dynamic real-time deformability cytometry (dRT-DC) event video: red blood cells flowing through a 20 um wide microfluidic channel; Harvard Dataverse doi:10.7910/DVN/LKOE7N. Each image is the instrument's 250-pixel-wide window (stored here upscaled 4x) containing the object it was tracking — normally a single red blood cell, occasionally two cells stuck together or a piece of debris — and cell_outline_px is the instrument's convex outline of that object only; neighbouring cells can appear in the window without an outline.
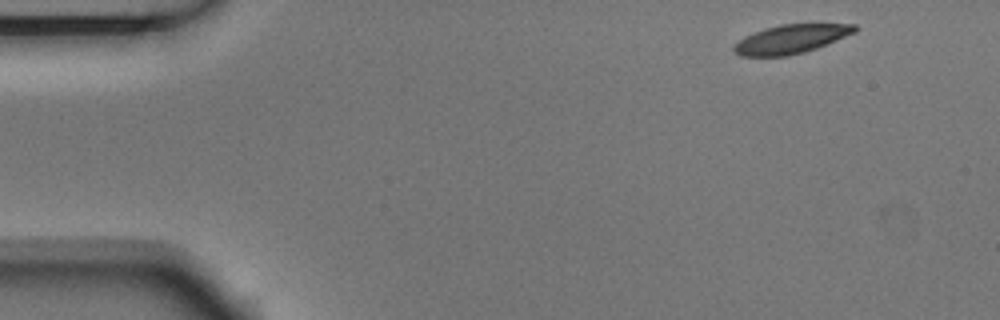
{"species": "Egyptian fruit bat (a non-hibernating species)", "species_latin": "Rousettus aegyptiacus", "temperature_condition": "room temperature", "stored_images_in_passage": 4, "camera_frame_rate_fps": 3000, "um_per_image_px": 0.085, "animal": {"sex": "male"}, "frame": {"image": 1, "passage_image": 1, "time_ms": 0.0, "image_size_px": [1000, 320], "cell_outline_px": [[860, 28], [856, 32], [816, 48], [804, 52], [788, 56], [740, 56], [732, 52], [732, 48], [744, 36], [764, 28], [780, 24], [856, 24]], "centroid_in_image_um": [67.23, 3.32], "position_along_channel_um": 17.8, "area_um2": 20.35}}